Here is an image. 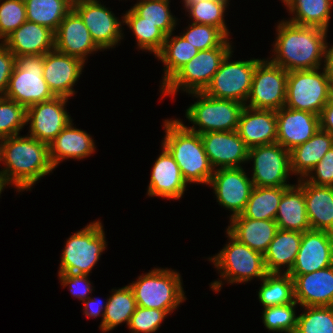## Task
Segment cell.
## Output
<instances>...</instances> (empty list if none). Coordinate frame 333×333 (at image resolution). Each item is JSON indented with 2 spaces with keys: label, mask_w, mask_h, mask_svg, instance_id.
I'll return each instance as SVG.
<instances>
[{
  "label": "cell",
  "mask_w": 333,
  "mask_h": 333,
  "mask_svg": "<svg viewBox=\"0 0 333 333\" xmlns=\"http://www.w3.org/2000/svg\"><path fill=\"white\" fill-rule=\"evenodd\" d=\"M277 26L273 64L287 72L312 70L321 67L327 46V30L314 26H300L287 20ZM276 53V54H275Z\"/></svg>",
  "instance_id": "cell-1"
},
{
  "label": "cell",
  "mask_w": 333,
  "mask_h": 333,
  "mask_svg": "<svg viewBox=\"0 0 333 333\" xmlns=\"http://www.w3.org/2000/svg\"><path fill=\"white\" fill-rule=\"evenodd\" d=\"M0 178L17 191L31 187L55 168L49 158V145L31 136L14 135L4 138Z\"/></svg>",
  "instance_id": "cell-2"
},
{
  "label": "cell",
  "mask_w": 333,
  "mask_h": 333,
  "mask_svg": "<svg viewBox=\"0 0 333 333\" xmlns=\"http://www.w3.org/2000/svg\"><path fill=\"white\" fill-rule=\"evenodd\" d=\"M165 137L162 141L178 164L186 183L209 184L213 176L200 134L188 130L178 119L165 120Z\"/></svg>",
  "instance_id": "cell-3"
},
{
  "label": "cell",
  "mask_w": 333,
  "mask_h": 333,
  "mask_svg": "<svg viewBox=\"0 0 333 333\" xmlns=\"http://www.w3.org/2000/svg\"><path fill=\"white\" fill-rule=\"evenodd\" d=\"M137 306L165 310L171 314L187 298L181 282V275L169 269L154 268L129 284Z\"/></svg>",
  "instance_id": "cell-4"
},
{
  "label": "cell",
  "mask_w": 333,
  "mask_h": 333,
  "mask_svg": "<svg viewBox=\"0 0 333 333\" xmlns=\"http://www.w3.org/2000/svg\"><path fill=\"white\" fill-rule=\"evenodd\" d=\"M288 72L285 107L320 116L333 93L325 68ZM321 72V73H320Z\"/></svg>",
  "instance_id": "cell-5"
},
{
  "label": "cell",
  "mask_w": 333,
  "mask_h": 333,
  "mask_svg": "<svg viewBox=\"0 0 333 333\" xmlns=\"http://www.w3.org/2000/svg\"><path fill=\"white\" fill-rule=\"evenodd\" d=\"M229 38L220 46L198 51L160 90L175 95L180 89L186 93L203 92L218 71L223 59L232 51ZM179 89V90H178Z\"/></svg>",
  "instance_id": "cell-6"
},
{
  "label": "cell",
  "mask_w": 333,
  "mask_h": 333,
  "mask_svg": "<svg viewBox=\"0 0 333 333\" xmlns=\"http://www.w3.org/2000/svg\"><path fill=\"white\" fill-rule=\"evenodd\" d=\"M189 94L199 100L186 110V118L193 123L191 127L185 126L188 130L199 134L237 130L241 112L245 107L243 103L234 100L216 99L203 92Z\"/></svg>",
  "instance_id": "cell-7"
},
{
  "label": "cell",
  "mask_w": 333,
  "mask_h": 333,
  "mask_svg": "<svg viewBox=\"0 0 333 333\" xmlns=\"http://www.w3.org/2000/svg\"><path fill=\"white\" fill-rule=\"evenodd\" d=\"M44 55L16 56L5 98L29 106L55 97L43 78Z\"/></svg>",
  "instance_id": "cell-8"
},
{
  "label": "cell",
  "mask_w": 333,
  "mask_h": 333,
  "mask_svg": "<svg viewBox=\"0 0 333 333\" xmlns=\"http://www.w3.org/2000/svg\"><path fill=\"white\" fill-rule=\"evenodd\" d=\"M100 221L89 223L70 236L61 256L58 273L88 275L99 261L107 244Z\"/></svg>",
  "instance_id": "cell-9"
},
{
  "label": "cell",
  "mask_w": 333,
  "mask_h": 333,
  "mask_svg": "<svg viewBox=\"0 0 333 333\" xmlns=\"http://www.w3.org/2000/svg\"><path fill=\"white\" fill-rule=\"evenodd\" d=\"M230 242L215 256L209 258L228 283H242L253 278L262 280L267 274L264 255L239 242L228 231Z\"/></svg>",
  "instance_id": "cell-10"
},
{
  "label": "cell",
  "mask_w": 333,
  "mask_h": 333,
  "mask_svg": "<svg viewBox=\"0 0 333 333\" xmlns=\"http://www.w3.org/2000/svg\"><path fill=\"white\" fill-rule=\"evenodd\" d=\"M232 52L223 59L203 93L216 99L234 100L245 105L251 91L254 70L261 59L231 62L229 59Z\"/></svg>",
  "instance_id": "cell-11"
},
{
  "label": "cell",
  "mask_w": 333,
  "mask_h": 333,
  "mask_svg": "<svg viewBox=\"0 0 333 333\" xmlns=\"http://www.w3.org/2000/svg\"><path fill=\"white\" fill-rule=\"evenodd\" d=\"M288 72L269 60H261L253 73L245 106L277 111L285 106Z\"/></svg>",
  "instance_id": "cell-12"
},
{
  "label": "cell",
  "mask_w": 333,
  "mask_h": 333,
  "mask_svg": "<svg viewBox=\"0 0 333 333\" xmlns=\"http://www.w3.org/2000/svg\"><path fill=\"white\" fill-rule=\"evenodd\" d=\"M253 161L252 182L255 187H289L291 171L290 152L279 143L255 146L248 151Z\"/></svg>",
  "instance_id": "cell-13"
},
{
  "label": "cell",
  "mask_w": 333,
  "mask_h": 333,
  "mask_svg": "<svg viewBox=\"0 0 333 333\" xmlns=\"http://www.w3.org/2000/svg\"><path fill=\"white\" fill-rule=\"evenodd\" d=\"M72 9L88 28L95 44L102 50L113 48L122 39V23L98 0H76Z\"/></svg>",
  "instance_id": "cell-14"
},
{
  "label": "cell",
  "mask_w": 333,
  "mask_h": 333,
  "mask_svg": "<svg viewBox=\"0 0 333 333\" xmlns=\"http://www.w3.org/2000/svg\"><path fill=\"white\" fill-rule=\"evenodd\" d=\"M67 101L66 97L55 96L29 106L26 117L27 124H30L29 136L49 145L72 121L65 110Z\"/></svg>",
  "instance_id": "cell-15"
},
{
  "label": "cell",
  "mask_w": 333,
  "mask_h": 333,
  "mask_svg": "<svg viewBox=\"0 0 333 333\" xmlns=\"http://www.w3.org/2000/svg\"><path fill=\"white\" fill-rule=\"evenodd\" d=\"M209 185L213 187L217 202L233 213L230 218L244 211L254 188L242 167L215 169Z\"/></svg>",
  "instance_id": "cell-16"
},
{
  "label": "cell",
  "mask_w": 333,
  "mask_h": 333,
  "mask_svg": "<svg viewBox=\"0 0 333 333\" xmlns=\"http://www.w3.org/2000/svg\"><path fill=\"white\" fill-rule=\"evenodd\" d=\"M333 265V233L307 230L302 233L295 263L289 275H305Z\"/></svg>",
  "instance_id": "cell-17"
},
{
  "label": "cell",
  "mask_w": 333,
  "mask_h": 333,
  "mask_svg": "<svg viewBox=\"0 0 333 333\" xmlns=\"http://www.w3.org/2000/svg\"><path fill=\"white\" fill-rule=\"evenodd\" d=\"M200 137L213 169L240 168L248 161L249 148L237 131L205 132Z\"/></svg>",
  "instance_id": "cell-18"
},
{
  "label": "cell",
  "mask_w": 333,
  "mask_h": 333,
  "mask_svg": "<svg viewBox=\"0 0 333 333\" xmlns=\"http://www.w3.org/2000/svg\"><path fill=\"white\" fill-rule=\"evenodd\" d=\"M84 64L81 59L54 49L44 55L43 78L55 96L70 98L75 94L73 86Z\"/></svg>",
  "instance_id": "cell-19"
},
{
  "label": "cell",
  "mask_w": 333,
  "mask_h": 333,
  "mask_svg": "<svg viewBox=\"0 0 333 333\" xmlns=\"http://www.w3.org/2000/svg\"><path fill=\"white\" fill-rule=\"evenodd\" d=\"M277 141L289 152L305 143L320 129V117L308 111L282 107L276 111Z\"/></svg>",
  "instance_id": "cell-20"
},
{
  "label": "cell",
  "mask_w": 333,
  "mask_h": 333,
  "mask_svg": "<svg viewBox=\"0 0 333 333\" xmlns=\"http://www.w3.org/2000/svg\"><path fill=\"white\" fill-rule=\"evenodd\" d=\"M54 49L77 57L84 63L88 54L101 50L95 44L83 20L73 9L64 17L54 33Z\"/></svg>",
  "instance_id": "cell-21"
},
{
  "label": "cell",
  "mask_w": 333,
  "mask_h": 333,
  "mask_svg": "<svg viewBox=\"0 0 333 333\" xmlns=\"http://www.w3.org/2000/svg\"><path fill=\"white\" fill-rule=\"evenodd\" d=\"M236 131L249 149L274 144L277 141L276 111L245 106Z\"/></svg>",
  "instance_id": "cell-22"
},
{
  "label": "cell",
  "mask_w": 333,
  "mask_h": 333,
  "mask_svg": "<svg viewBox=\"0 0 333 333\" xmlns=\"http://www.w3.org/2000/svg\"><path fill=\"white\" fill-rule=\"evenodd\" d=\"M300 306H333V265L305 275H290Z\"/></svg>",
  "instance_id": "cell-23"
},
{
  "label": "cell",
  "mask_w": 333,
  "mask_h": 333,
  "mask_svg": "<svg viewBox=\"0 0 333 333\" xmlns=\"http://www.w3.org/2000/svg\"><path fill=\"white\" fill-rule=\"evenodd\" d=\"M162 147V153L152 168L147 195L180 199L186 190L187 183L172 155L164 146Z\"/></svg>",
  "instance_id": "cell-24"
},
{
  "label": "cell",
  "mask_w": 333,
  "mask_h": 333,
  "mask_svg": "<svg viewBox=\"0 0 333 333\" xmlns=\"http://www.w3.org/2000/svg\"><path fill=\"white\" fill-rule=\"evenodd\" d=\"M1 42L15 57L45 55L54 50V32L27 20Z\"/></svg>",
  "instance_id": "cell-25"
},
{
  "label": "cell",
  "mask_w": 333,
  "mask_h": 333,
  "mask_svg": "<svg viewBox=\"0 0 333 333\" xmlns=\"http://www.w3.org/2000/svg\"><path fill=\"white\" fill-rule=\"evenodd\" d=\"M304 190L305 206L311 229L333 233V187L318 186L298 178Z\"/></svg>",
  "instance_id": "cell-26"
},
{
  "label": "cell",
  "mask_w": 333,
  "mask_h": 333,
  "mask_svg": "<svg viewBox=\"0 0 333 333\" xmlns=\"http://www.w3.org/2000/svg\"><path fill=\"white\" fill-rule=\"evenodd\" d=\"M92 137L78 128H74L72 121L49 144V158L53 167H57L62 160L84 159L95 151Z\"/></svg>",
  "instance_id": "cell-27"
},
{
  "label": "cell",
  "mask_w": 333,
  "mask_h": 333,
  "mask_svg": "<svg viewBox=\"0 0 333 333\" xmlns=\"http://www.w3.org/2000/svg\"><path fill=\"white\" fill-rule=\"evenodd\" d=\"M230 222L227 231L239 242L263 255L278 231L275 220H255L240 214L230 218Z\"/></svg>",
  "instance_id": "cell-28"
},
{
  "label": "cell",
  "mask_w": 333,
  "mask_h": 333,
  "mask_svg": "<svg viewBox=\"0 0 333 333\" xmlns=\"http://www.w3.org/2000/svg\"><path fill=\"white\" fill-rule=\"evenodd\" d=\"M275 221L278 229L305 232L311 229L307 217L303 188L291 185L282 194Z\"/></svg>",
  "instance_id": "cell-29"
},
{
  "label": "cell",
  "mask_w": 333,
  "mask_h": 333,
  "mask_svg": "<svg viewBox=\"0 0 333 333\" xmlns=\"http://www.w3.org/2000/svg\"><path fill=\"white\" fill-rule=\"evenodd\" d=\"M302 233L298 231L278 229L275 237L264 254V263L268 273H283L280 269L287 267L289 273L299 251Z\"/></svg>",
  "instance_id": "cell-30"
},
{
  "label": "cell",
  "mask_w": 333,
  "mask_h": 333,
  "mask_svg": "<svg viewBox=\"0 0 333 333\" xmlns=\"http://www.w3.org/2000/svg\"><path fill=\"white\" fill-rule=\"evenodd\" d=\"M333 146V136L319 129L309 140L290 151L292 174L304 178Z\"/></svg>",
  "instance_id": "cell-31"
},
{
  "label": "cell",
  "mask_w": 333,
  "mask_h": 333,
  "mask_svg": "<svg viewBox=\"0 0 333 333\" xmlns=\"http://www.w3.org/2000/svg\"><path fill=\"white\" fill-rule=\"evenodd\" d=\"M285 5L291 14H295L288 22L328 31L333 0H288Z\"/></svg>",
  "instance_id": "cell-32"
},
{
  "label": "cell",
  "mask_w": 333,
  "mask_h": 333,
  "mask_svg": "<svg viewBox=\"0 0 333 333\" xmlns=\"http://www.w3.org/2000/svg\"><path fill=\"white\" fill-rule=\"evenodd\" d=\"M172 34L173 33H170L166 36L162 50L155 56L165 65L161 87H163L187 62L194 58L199 51L182 35L172 37Z\"/></svg>",
  "instance_id": "cell-33"
},
{
  "label": "cell",
  "mask_w": 333,
  "mask_h": 333,
  "mask_svg": "<svg viewBox=\"0 0 333 333\" xmlns=\"http://www.w3.org/2000/svg\"><path fill=\"white\" fill-rule=\"evenodd\" d=\"M28 21L45 26L54 33L72 10V0H24Z\"/></svg>",
  "instance_id": "cell-34"
},
{
  "label": "cell",
  "mask_w": 333,
  "mask_h": 333,
  "mask_svg": "<svg viewBox=\"0 0 333 333\" xmlns=\"http://www.w3.org/2000/svg\"><path fill=\"white\" fill-rule=\"evenodd\" d=\"M112 292L114 293L107 298L105 315L99 326L103 332H108L125 322L128 326L137 307L133 290L129 285L118 290L112 289Z\"/></svg>",
  "instance_id": "cell-35"
},
{
  "label": "cell",
  "mask_w": 333,
  "mask_h": 333,
  "mask_svg": "<svg viewBox=\"0 0 333 333\" xmlns=\"http://www.w3.org/2000/svg\"><path fill=\"white\" fill-rule=\"evenodd\" d=\"M287 187H255L241 215L255 220H275L277 209Z\"/></svg>",
  "instance_id": "cell-36"
},
{
  "label": "cell",
  "mask_w": 333,
  "mask_h": 333,
  "mask_svg": "<svg viewBox=\"0 0 333 333\" xmlns=\"http://www.w3.org/2000/svg\"><path fill=\"white\" fill-rule=\"evenodd\" d=\"M258 299L263 308L295 301L293 278L287 273H268L262 280Z\"/></svg>",
  "instance_id": "cell-37"
},
{
  "label": "cell",
  "mask_w": 333,
  "mask_h": 333,
  "mask_svg": "<svg viewBox=\"0 0 333 333\" xmlns=\"http://www.w3.org/2000/svg\"><path fill=\"white\" fill-rule=\"evenodd\" d=\"M122 18L134 33L140 50H148L155 56L162 50L167 35L160 28L149 22H141V17L132 9L126 11Z\"/></svg>",
  "instance_id": "cell-38"
},
{
  "label": "cell",
  "mask_w": 333,
  "mask_h": 333,
  "mask_svg": "<svg viewBox=\"0 0 333 333\" xmlns=\"http://www.w3.org/2000/svg\"><path fill=\"white\" fill-rule=\"evenodd\" d=\"M169 0H139L131 9L141 17V22H149L160 28L166 35L177 25L176 17L169 10Z\"/></svg>",
  "instance_id": "cell-39"
},
{
  "label": "cell",
  "mask_w": 333,
  "mask_h": 333,
  "mask_svg": "<svg viewBox=\"0 0 333 333\" xmlns=\"http://www.w3.org/2000/svg\"><path fill=\"white\" fill-rule=\"evenodd\" d=\"M229 0H203L197 4H191L186 8L194 21L192 23L212 25L219 28L227 37L229 30L226 27L224 13Z\"/></svg>",
  "instance_id": "cell-40"
},
{
  "label": "cell",
  "mask_w": 333,
  "mask_h": 333,
  "mask_svg": "<svg viewBox=\"0 0 333 333\" xmlns=\"http://www.w3.org/2000/svg\"><path fill=\"white\" fill-rule=\"evenodd\" d=\"M295 333H333V306H303Z\"/></svg>",
  "instance_id": "cell-41"
},
{
  "label": "cell",
  "mask_w": 333,
  "mask_h": 333,
  "mask_svg": "<svg viewBox=\"0 0 333 333\" xmlns=\"http://www.w3.org/2000/svg\"><path fill=\"white\" fill-rule=\"evenodd\" d=\"M27 108L16 101L0 96V137L19 135L27 125Z\"/></svg>",
  "instance_id": "cell-42"
},
{
  "label": "cell",
  "mask_w": 333,
  "mask_h": 333,
  "mask_svg": "<svg viewBox=\"0 0 333 333\" xmlns=\"http://www.w3.org/2000/svg\"><path fill=\"white\" fill-rule=\"evenodd\" d=\"M298 303L272 306L264 308L262 320L264 326L273 332L295 333L297 319L295 307Z\"/></svg>",
  "instance_id": "cell-43"
},
{
  "label": "cell",
  "mask_w": 333,
  "mask_h": 333,
  "mask_svg": "<svg viewBox=\"0 0 333 333\" xmlns=\"http://www.w3.org/2000/svg\"><path fill=\"white\" fill-rule=\"evenodd\" d=\"M182 36L199 51L220 47L228 37L217 27L205 24H189Z\"/></svg>",
  "instance_id": "cell-44"
},
{
  "label": "cell",
  "mask_w": 333,
  "mask_h": 333,
  "mask_svg": "<svg viewBox=\"0 0 333 333\" xmlns=\"http://www.w3.org/2000/svg\"><path fill=\"white\" fill-rule=\"evenodd\" d=\"M26 21L24 0H4L0 4V39L4 41Z\"/></svg>",
  "instance_id": "cell-45"
},
{
  "label": "cell",
  "mask_w": 333,
  "mask_h": 333,
  "mask_svg": "<svg viewBox=\"0 0 333 333\" xmlns=\"http://www.w3.org/2000/svg\"><path fill=\"white\" fill-rule=\"evenodd\" d=\"M168 313L165 310L136 307L128 328L131 333H153L161 326Z\"/></svg>",
  "instance_id": "cell-46"
},
{
  "label": "cell",
  "mask_w": 333,
  "mask_h": 333,
  "mask_svg": "<svg viewBox=\"0 0 333 333\" xmlns=\"http://www.w3.org/2000/svg\"><path fill=\"white\" fill-rule=\"evenodd\" d=\"M313 171H315V173H313ZM304 180L318 186L333 187V146L327 151L320 162L304 177Z\"/></svg>",
  "instance_id": "cell-47"
},
{
  "label": "cell",
  "mask_w": 333,
  "mask_h": 333,
  "mask_svg": "<svg viewBox=\"0 0 333 333\" xmlns=\"http://www.w3.org/2000/svg\"><path fill=\"white\" fill-rule=\"evenodd\" d=\"M58 276L63 287L69 285V290L74 297L83 302L89 298L88 295L92 292L93 286L87 279L88 275L58 273Z\"/></svg>",
  "instance_id": "cell-48"
},
{
  "label": "cell",
  "mask_w": 333,
  "mask_h": 333,
  "mask_svg": "<svg viewBox=\"0 0 333 333\" xmlns=\"http://www.w3.org/2000/svg\"><path fill=\"white\" fill-rule=\"evenodd\" d=\"M15 63V55L3 43H0V96H4L7 91Z\"/></svg>",
  "instance_id": "cell-49"
},
{
  "label": "cell",
  "mask_w": 333,
  "mask_h": 333,
  "mask_svg": "<svg viewBox=\"0 0 333 333\" xmlns=\"http://www.w3.org/2000/svg\"><path fill=\"white\" fill-rule=\"evenodd\" d=\"M320 129L333 136V93L320 114Z\"/></svg>",
  "instance_id": "cell-50"
},
{
  "label": "cell",
  "mask_w": 333,
  "mask_h": 333,
  "mask_svg": "<svg viewBox=\"0 0 333 333\" xmlns=\"http://www.w3.org/2000/svg\"><path fill=\"white\" fill-rule=\"evenodd\" d=\"M83 306L85 316L94 318L102 315L101 322H103L107 303L103 305L101 300L89 297L84 301Z\"/></svg>",
  "instance_id": "cell-51"
},
{
  "label": "cell",
  "mask_w": 333,
  "mask_h": 333,
  "mask_svg": "<svg viewBox=\"0 0 333 333\" xmlns=\"http://www.w3.org/2000/svg\"><path fill=\"white\" fill-rule=\"evenodd\" d=\"M324 59V68L327 72V75L333 85V45L329 48L328 43L326 46L325 57Z\"/></svg>",
  "instance_id": "cell-52"
},
{
  "label": "cell",
  "mask_w": 333,
  "mask_h": 333,
  "mask_svg": "<svg viewBox=\"0 0 333 333\" xmlns=\"http://www.w3.org/2000/svg\"><path fill=\"white\" fill-rule=\"evenodd\" d=\"M184 2V7H185V9L188 7V6H190L191 4H197V3H199V2H201V1H203V0H183Z\"/></svg>",
  "instance_id": "cell-53"
},
{
  "label": "cell",
  "mask_w": 333,
  "mask_h": 333,
  "mask_svg": "<svg viewBox=\"0 0 333 333\" xmlns=\"http://www.w3.org/2000/svg\"><path fill=\"white\" fill-rule=\"evenodd\" d=\"M3 142L4 138L0 137V162H2Z\"/></svg>",
  "instance_id": "cell-54"
},
{
  "label": "cell",
  "mask_w": 333,
  "mask_h": 333,
  "mask_svg": "<svg viewBox=\"0 0 333 333\" xmlns=\"http://www.w3.org/2000/svg\"><path fill=\"white\" fill-rule=\"evenodd\" d=\"M6 183L0 178V195L1 192L4 190V187H6Z\"/></svg>",
  "instance_id": "cell-55"
}]
</instances>
